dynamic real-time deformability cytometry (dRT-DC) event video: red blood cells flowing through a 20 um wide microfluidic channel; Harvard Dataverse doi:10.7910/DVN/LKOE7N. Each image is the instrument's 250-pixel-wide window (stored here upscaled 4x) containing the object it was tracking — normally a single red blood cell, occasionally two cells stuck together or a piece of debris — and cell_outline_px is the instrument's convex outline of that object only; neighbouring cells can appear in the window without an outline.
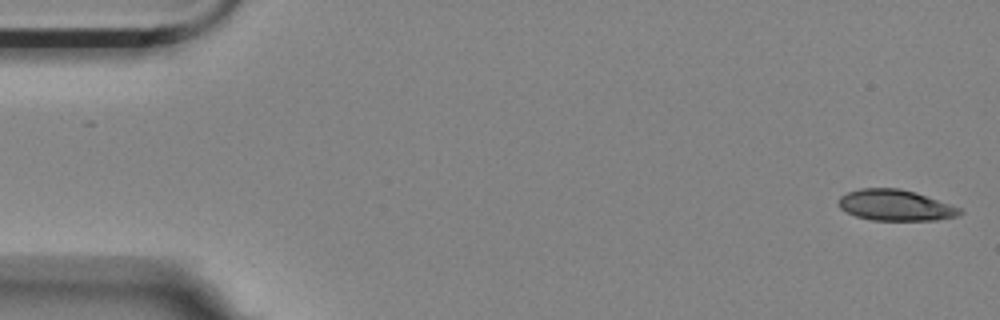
{"species": "Egyptian fruit bat (a non-hibernating species)", "species_latin": "Rousettus aegyptiacus", "temperature_condition": "room temperature", "stored_images_in_passage": 5, "camera_frame_rate_fps": 3000, "um_per_image_px": 0.085, "animal": {"sex": "female"}, "frame": {"image": 1, "passage_image": 1, "time_ms": 0.0, "image_size_px": [1000, 320], "cell_outline_px": [[964, 212], [960, 216], [936, 220], [872, 220], [856, 216], [840, 208], [840, 196], [848, 192], [860, 188], [900, 188], [916, 192], [960, 208]], "centroid_in_image_um": [76.15, 17.44], "position_along_channel_um": 8.9, "area_um2": 21.79}}
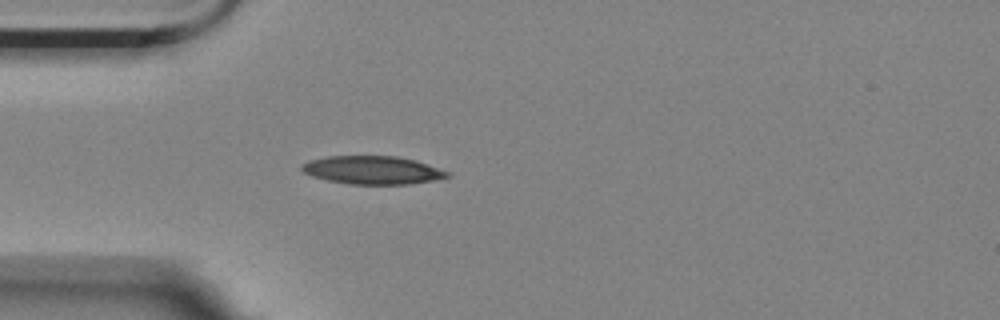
{"frame": {"image": 2, "passage_image": 5, "time_ms": 1.333, "image_size_px": [1000, 320], "cell_outline_px": [[452, 176], [432, 180], [408, 184], [348, 184], [328, 180], [312, 176], [304, 172], [300, 168], [300, 164], [308, 160], [328, 156], [396, 156], [416, 160], [452, 172]], "centroid_in_image_um": [31.67, 14.45], "position_along_channel_um": 53.3, "area_um2": 24.04}}